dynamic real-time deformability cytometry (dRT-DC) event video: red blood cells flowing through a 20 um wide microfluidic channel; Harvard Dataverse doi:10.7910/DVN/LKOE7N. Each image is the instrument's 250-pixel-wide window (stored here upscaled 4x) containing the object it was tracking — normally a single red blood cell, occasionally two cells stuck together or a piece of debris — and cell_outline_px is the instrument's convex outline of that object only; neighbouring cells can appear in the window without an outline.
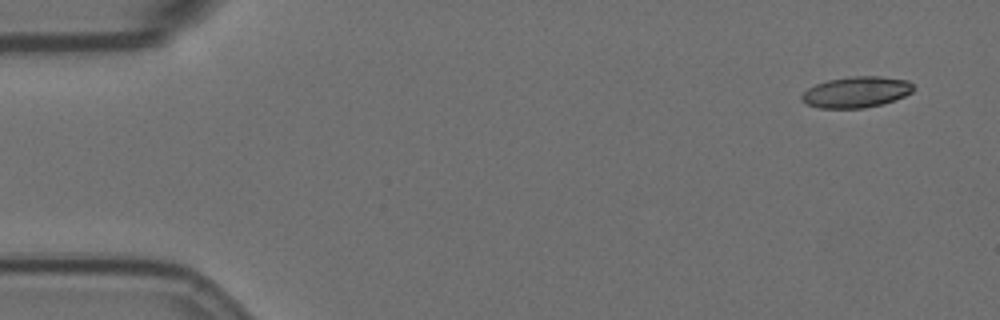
{"species": "Egyptian fruit bat (a non-hibernating species)", "species_latin": "Rousettus aegyptiacus", "temperature_condition": "room temperature", "stored_images_in_passage": 52, "camera_frame_rate_fps": 3000, "um_per_image_px": 0.085, "animal": {"sex": "female"}, "frame": {"image": 1, "passage_image": 1, "time_ms": 0.0, "image_size_px": [1000, 320], "cell_outline_px": [[912, 92], [904, 96], [880, 104], [864, 108], [820, 108], [804, 104], [800, 100], [800, 96], [808, 88], [816, 84], [828, 80], [852, 76], [880, 76], [908, 80], [912, 84]], "centroid_in_image_um": [72.73, 7.82], "position_along_channel_um": 12.3, "area_um2": 20.11}}
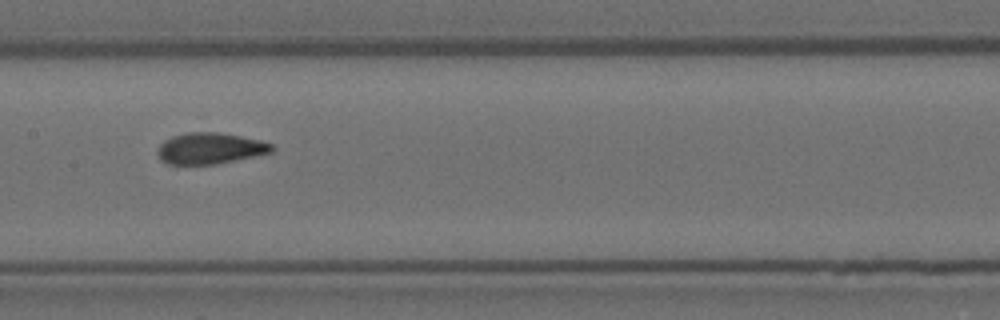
{"frame": {"image": 2, "passage_image": 26, "time_ms": 8.333, "image_size_px": [1000, 320], "cell_outline_px": [[276, 148], [272, 152], [216, 164], [168, 164], [160, 160], [156, 152], [160, 144], [164, 140], [172, 136], [184, 132], [220, 132], [260, 140], [272, 144]], "centroid_in_image_um": [17.83, 12.6], "position_along_channel_um": 189.6, "area_um2": 20.87}}
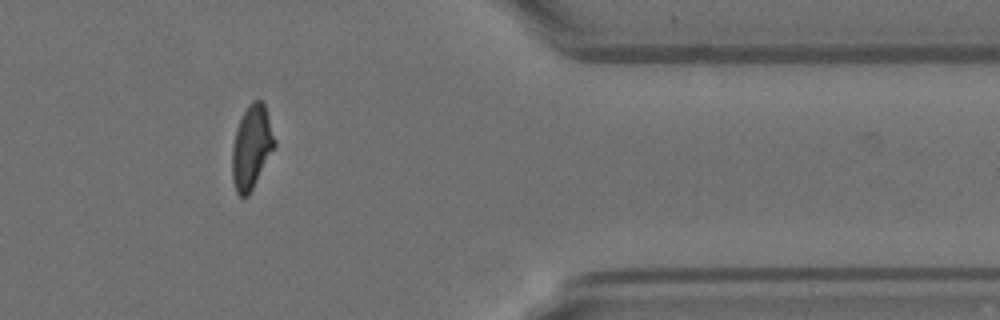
{"frame": {"image": 3, "passage_image": 45, "time_ms": 14.667, "image_size_px": [1000, 320], "cell_outline_px": [[276, 144], [248, 196], [240, 196], [236, 192], [232, 180], [232, 148], [236, 132], [240, 120], [248, 104], [252, 100], [260, 100], [264, 104], [276, 140]], "centroid_in_image_um": [21.38, 12.5], "position_along_channel_um": 390.0, "area_um2": 20.29}}